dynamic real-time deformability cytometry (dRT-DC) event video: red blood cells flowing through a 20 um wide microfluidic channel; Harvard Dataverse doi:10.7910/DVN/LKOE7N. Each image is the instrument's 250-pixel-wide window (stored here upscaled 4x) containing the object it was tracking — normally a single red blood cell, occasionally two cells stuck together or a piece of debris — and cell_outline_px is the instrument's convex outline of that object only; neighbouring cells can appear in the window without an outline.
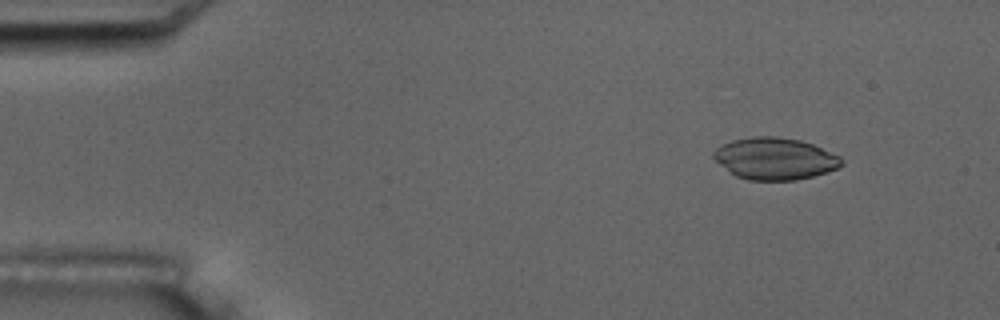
{"species": "common noctule bat (a hibernating species)", "species_latin": "Nyctalus noctula", "temperature_condition": "room temperature", "stored_images_in_passage": 5, "camera_frame_rate_fps": 3000, "um_per_image_px": 0.085, "animal": {"sex": "male", "body_mass_g": 17.5, "forearm_length_mm": 52.3}, "frame": {"image": 1, "passage_image": 2, "time_ms": 1.333, "image_size_px": [1000, 320], "cell_outline_px": [[844, 164], [840, 168], [812, 176], [796, 180], [748, 180], [736, 176], [720, 164], [712, 156], [712, 152], [720, 144], [732, 140], [752, 136], [776, 136], [800, 140], [812, 144], [840, 156], [844, 160]], "centroid_in_image_um": [65.87, 13.47], "position_along_channel_um": 19.1, "area_um2": 31.39}}